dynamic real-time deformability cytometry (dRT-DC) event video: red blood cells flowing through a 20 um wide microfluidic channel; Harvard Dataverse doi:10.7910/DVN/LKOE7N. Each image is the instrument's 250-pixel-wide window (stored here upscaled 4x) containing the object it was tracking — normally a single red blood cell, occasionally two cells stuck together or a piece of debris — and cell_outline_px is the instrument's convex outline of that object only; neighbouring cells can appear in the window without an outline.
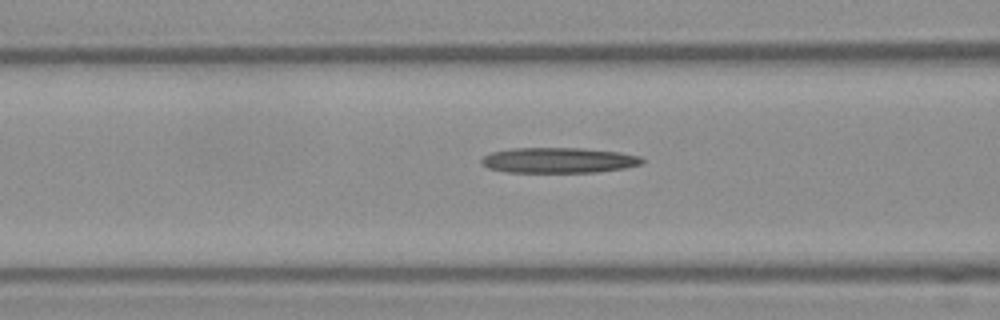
{"species": "Egyptian fruit bat (a non-hibernating species)", "species_latin": "Rousettus aegyptiacus", "temperature_condition": "warm", "stored_images_in_passage": 25, "camera_frame_rate_fps": 3000, "um_per_image_px": 0.085, "frame": {"image": 1, "passage_image": 8, "time_ms": 2.333, "image_size_px": [1000, 320], "cell_outline_px": [[644, 164], [624, 168], [596, 172], [508, 172], [488, 168], [480, 164], [480, 160], [484, 156], [492, 152], [512, 148], [580, 148], [620, 152], [640, 156], [644, 160]], "centroid_in_image_um": [47.49, 13.62], "position_along_channel_um": 119.1, "area_um2": 23.87}}
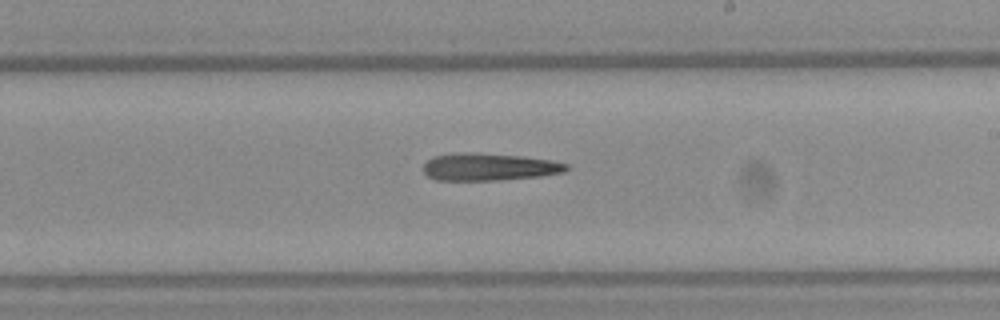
{"frame": {"image": 2, "passage_image": 16, "time_ms": 5.0, "image_size_px": [1000, 320], "cell_outline_px": [[572, 168], [564, 172], [540, 176], [496, 180], [436, 180], [428, 176], [424, 172], [424, 164], [432, 156], [460, 152], [476, 152], [524, 156], [552, 160], [568, 164]], "centroid_in_image_um": [41.6, 14.17], "position_along_channel_um": 247.4, "area_um2": 23.06}}
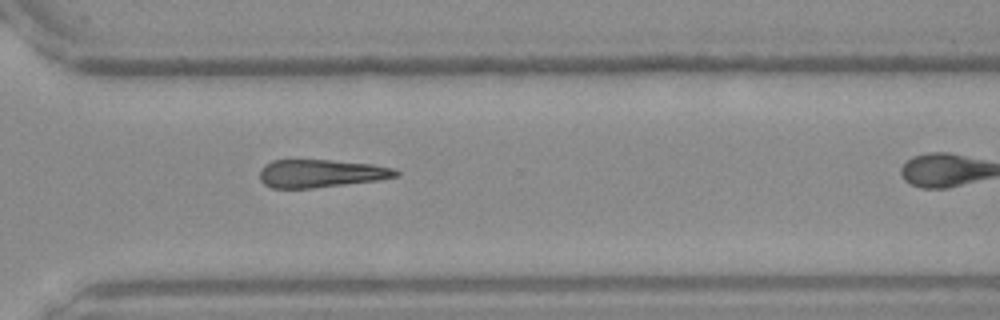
{"frame": {"image": 3, "passage_image": 22, "time_ms": 7.0, "image_size_px": [1000, 320], "cell_outline_px": [[400, 176], [380, 180], [312, 188], [272, 188], [264, 184], [260, 180], [260, 168], [264, 164], [272, 160], [332, 160], [372, 164], [396, 168], [400, 172]], "centroid_in_image_um": [27.3, 14.74], "position_along_channel_um": 343.3, "area_um2": 22.43}}